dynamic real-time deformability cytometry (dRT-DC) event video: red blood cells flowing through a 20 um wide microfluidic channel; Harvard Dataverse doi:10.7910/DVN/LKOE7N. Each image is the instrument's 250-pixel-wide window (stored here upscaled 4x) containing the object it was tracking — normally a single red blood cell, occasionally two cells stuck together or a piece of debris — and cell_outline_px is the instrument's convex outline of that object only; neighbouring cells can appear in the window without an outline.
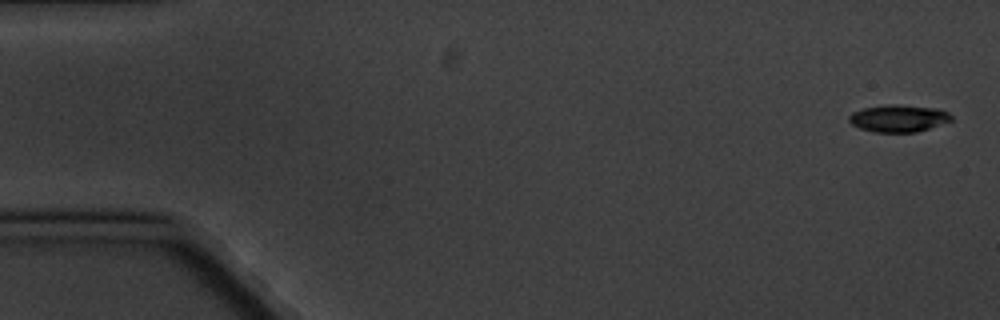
{"species": "common noctule bat (a hibernating species)", "species_latin": "Nyctalus noctula", "temperature_condition": "cold", "stored_images_in_passage": 8, "camera_frame_rate_fps": 3000, "um_per_image_px": 0.085, "animal": {"sex": "male", "body_mass_g": 20.1, "forearm_length_mm": 53.5}, "frame": {"image": 1, "passage_image": 1, "time_ms": 0.0, "image_size_px": [1000, 320], "cell_outline_px": [[952, 120], [916, 132], [872, 132], [860, 128], [852, 124], [848, 120], [848, 116], [852, 112], [864, 108], [888, 104], [892, 104], [936, 108], [948, 112], [952, 116]], "centroid_in_image_um": [76.34, 10.06], "position_along_channel_um": 8.7, "area_um2": 16.07}}
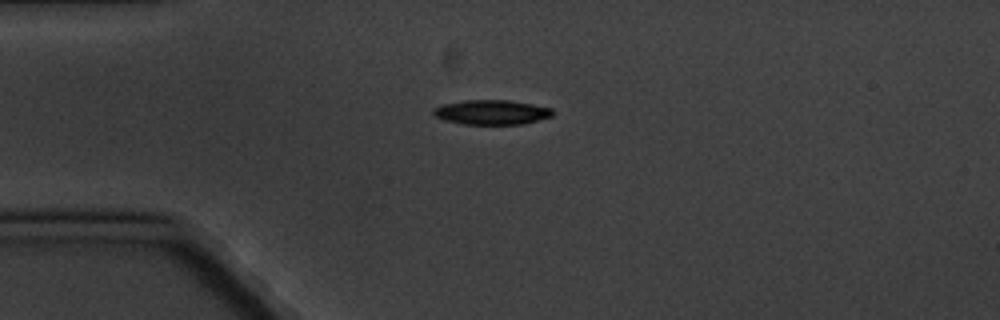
{"frame": {"image": 2, "passage_image": 4, "time_ms": 4.333, "image_size_px": [1000, 320], "cell_outline_px": [[556, 112], [552, 116], [524, 124], [464, 124], [444, 120], [436, 116], [432, 112], [432, 108], [444, 104], [464, 100], [508, 100], [532, 104], [552, 108]], "centroid_in_image_um": [41.81, 9.54], "position_along_channel_um": 43.2, "area_um2": 17.17}}